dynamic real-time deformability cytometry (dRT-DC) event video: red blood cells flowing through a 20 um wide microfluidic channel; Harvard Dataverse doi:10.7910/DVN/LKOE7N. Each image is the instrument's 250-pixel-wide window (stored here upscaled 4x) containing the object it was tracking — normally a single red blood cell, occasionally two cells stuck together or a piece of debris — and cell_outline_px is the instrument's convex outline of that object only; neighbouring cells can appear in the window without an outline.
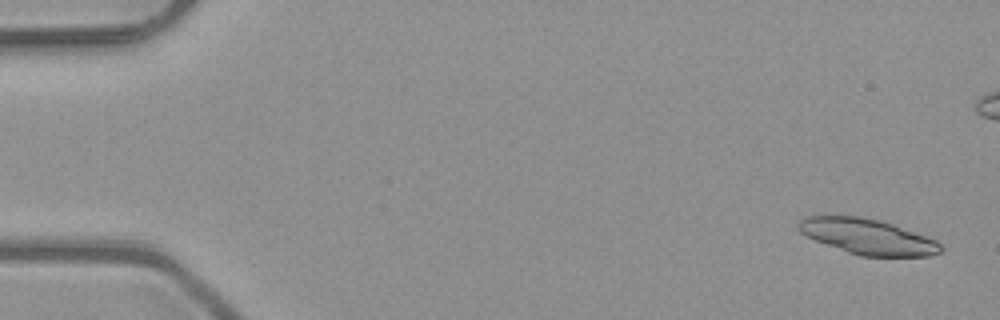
{"species": "common noctule bat (a hibernating species)", "species_latin": "Nyctalus noctula", "temperature_condition": "room temperature", "stored_images_in_passage": 5, "camera_frame_rate_fps": 3000, "um_per_image_px": 0.085, "animal": {"sex": "male", "body_mass_g": 23.1, "forearm_length_mm": 52.7}, "frame": {"image": 1, "passage_image": 1, "time_ms": 0.0, "image_size_px": [1000, 320], "cell_outline_px": [[944, 248], [940, 252], [928, 256], [860, 256], [848, 252], [804, 236], [796, 228], [796, 224], [804, 216], [860, 216], [880, 220], [892, 224], [936, 240]], "centroid_in_image_um": [73.7, 20.1], "position_along_channel_um": 11.3, "area_um2": 29.3}}